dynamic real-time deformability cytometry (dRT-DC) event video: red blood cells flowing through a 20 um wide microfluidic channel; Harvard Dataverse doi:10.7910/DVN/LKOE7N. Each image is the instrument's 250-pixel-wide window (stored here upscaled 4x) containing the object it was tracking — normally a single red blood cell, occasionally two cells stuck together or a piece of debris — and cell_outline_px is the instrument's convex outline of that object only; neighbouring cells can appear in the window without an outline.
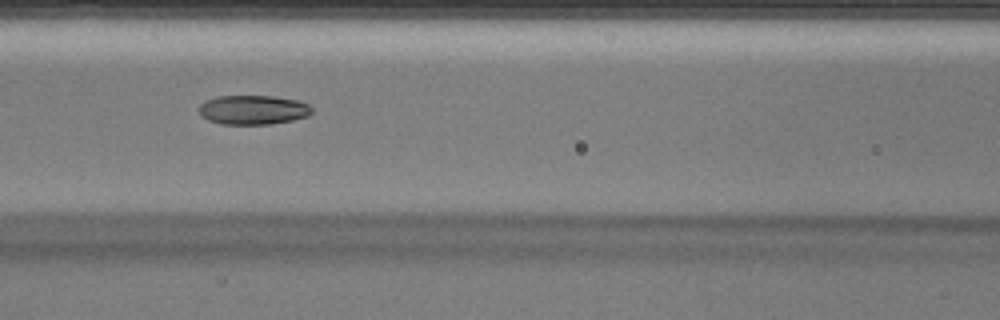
{"species": "Egyptian fruit bat (a non-hibernating species)", "species_latin": "Rousettus aegyptiacus", "temperature_condition": "warm", "stored_images_in_passage": 45, "camera_frame_rate_fps": 3000, "um_per_image_px": 0.085, "animal": {"sex": "male"}, "frame": {"image": 1, "passage_image": 20, "time_ms": 6.333, "image_size_px": [1000, 320], "cell_outline_px": [[312, 112], [308, 116], [292, 120], [272, 124], [220, 124], [208, 120], [200, 116], [200, 104], [204, 100], [216, 96], [272, 96], [296, 100], [308, 104], [312, 108]], "centroid_in_image_um": [21.48, 9.34], "position_along_channel_um": 145.1, "area_um2": 19.36}}
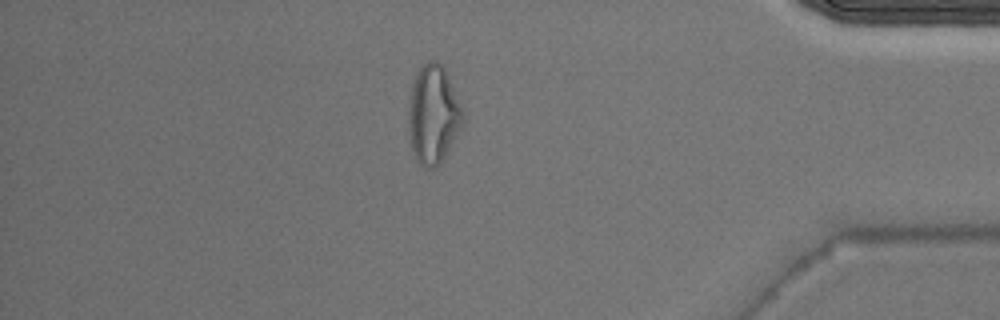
{"frame": {"image": 2, "passage_image": 39, "time_ms": 12.667, "image_size_px": [1000, 320], "cell_outline_px": [[464, 124], [440, 164], [436, 168], [428, 168], [420, 164], [416, 160], [412, 148], [408, 132], [408, 108], [412, 84], [420, 68], [428, 60], [436, 60], [444, 68], [448, 76], [464, 112]], "centroid_in_image_um": [36.83, 9.76], "position_along_channel_um": 398.4, "area_um2": 31.27}}
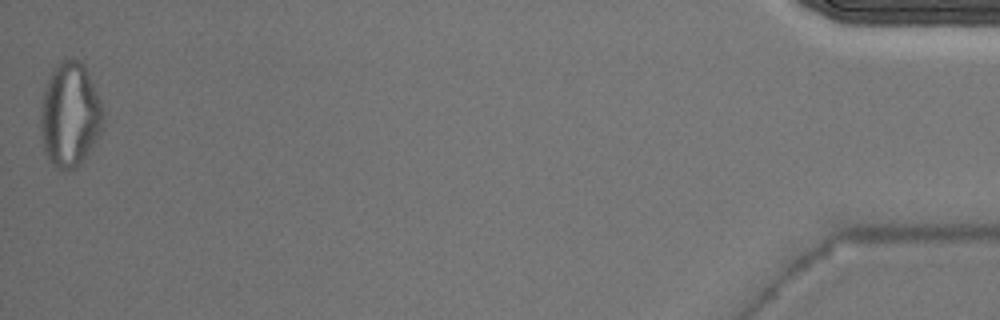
{"frame": {"image": 3, "passage_image": 45, "time_ms": 14.667, "image_size_px": [1000, 320], "cell_outline_px": [[104, 128], [80, 164], [76, 168], [64, 172], [56, 168], [52, 164], [44, 148], [40, 128], [40, 108], [44, 92], [52, 72], [56, 64], [64, 60], [76, 60], [84, 64], [104, 112]], "centroid_in_image_um": [5.95, 9.81], "position_along_channel_um": 429.3, "area_um2": 37.8}}